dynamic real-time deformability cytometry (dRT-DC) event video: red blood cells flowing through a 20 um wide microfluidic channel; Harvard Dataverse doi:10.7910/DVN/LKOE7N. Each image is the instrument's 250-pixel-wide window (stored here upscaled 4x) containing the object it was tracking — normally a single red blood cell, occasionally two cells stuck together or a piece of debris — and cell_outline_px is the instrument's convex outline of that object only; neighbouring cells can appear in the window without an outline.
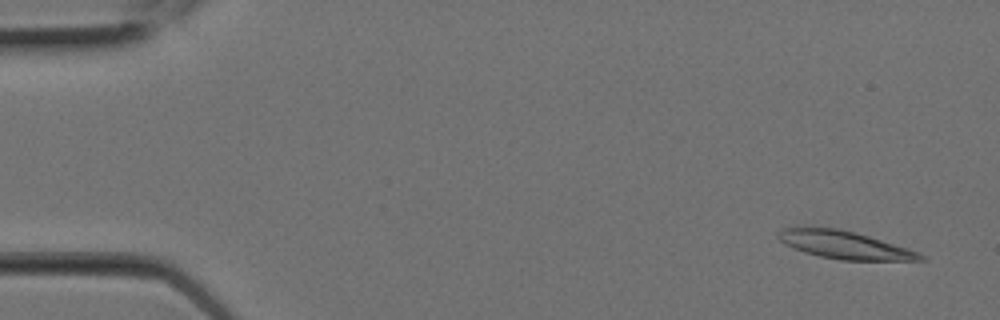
{"species": "Egyptian fruit bat (a non-hibernating species)", "species_latin": "Rousettus aegyptiacus", "temperature_condition": "room temperature", "stored_images_in_passage": 6, "camera_frame_rate_fps": 3000, "um_per_image_px": 0.085, "animal": {"sex": "female"}, "frame": {"image": 1, "passage_image": 1, "time_ms": 0.0, "image_size_px": [1000, 320], "cell_outline_px": [[928, 260], [840, 260], [820, 256], [804, 252], [784, 244], [776, 236], [776, 232], [780, 228], [836, 228], [856, 232], [908, 248], [920, 252]], "centroid_in_image_um": [71.79, 20.82], "position_along_channel_um": 13.2, "area_um2": 22.89}}